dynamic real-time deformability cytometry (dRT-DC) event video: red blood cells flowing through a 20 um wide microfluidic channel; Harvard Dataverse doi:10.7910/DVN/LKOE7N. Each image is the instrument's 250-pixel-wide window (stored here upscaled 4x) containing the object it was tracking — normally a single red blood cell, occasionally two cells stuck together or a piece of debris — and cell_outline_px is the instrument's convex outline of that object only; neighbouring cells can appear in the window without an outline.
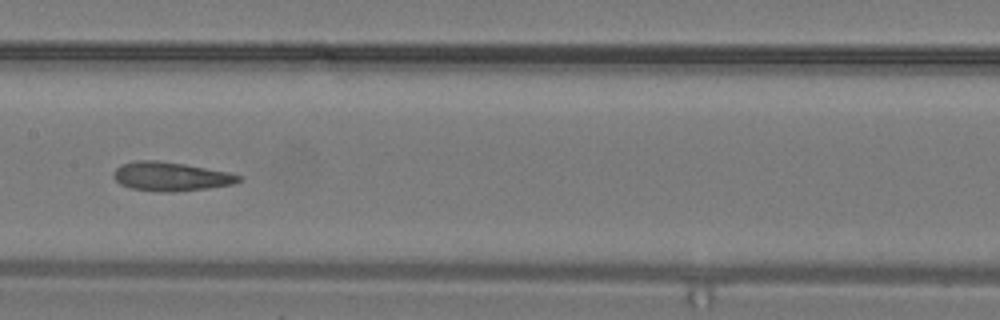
{"species": "common noctule bat (a hibernating species)", "species_latin": "Nyctalus noctula", "temperature_condition": "warm", "stored_images_in_passage": 20, "camera_frame_rate_fps": 3000, "um_per_image_px": 0.085, "animal": {"sex": "male", "body_mass_g": 19.2, "forearm_length_mm": 51.8}, "frame": {"image": 1, "passage_image": 15, "time_ms": 4.667, "image_size_px": [1000, 320], "cell_outline_px": [[240, 180], [232, 184], [208, 188], [172, 192], [168, 192], [132, 188], [120, 184], [112, 176], [112, 172], [120, 164], [136, 160], [156, 160], [184, 164], [228, 172], [240, 176]], "centroid_in_image_um": [14.46, 14.99], "position_along_channel_um": 192.9, "area_um2": 20.87}}
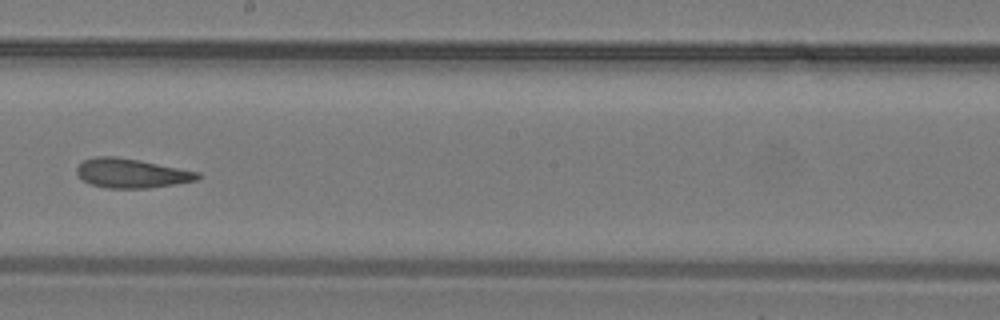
{"frame": {"image": 2, "passage_image": 17, "time_ms": 5.333, "image_size_px": [1000, 320], "cell_outline_px": [[200, 176], [196, 180], [176, 184], [148, 188], [108, 188], [92, 184], [84, 180], [76, 172], [76, 168], [84, 160], [96, 156], [116, 156], [140, 160], [200, 172]], "centroid_in_image_um": [11.19, 14.72], "position_along_channel_um": 237.0, "area_um2": 20.52}}